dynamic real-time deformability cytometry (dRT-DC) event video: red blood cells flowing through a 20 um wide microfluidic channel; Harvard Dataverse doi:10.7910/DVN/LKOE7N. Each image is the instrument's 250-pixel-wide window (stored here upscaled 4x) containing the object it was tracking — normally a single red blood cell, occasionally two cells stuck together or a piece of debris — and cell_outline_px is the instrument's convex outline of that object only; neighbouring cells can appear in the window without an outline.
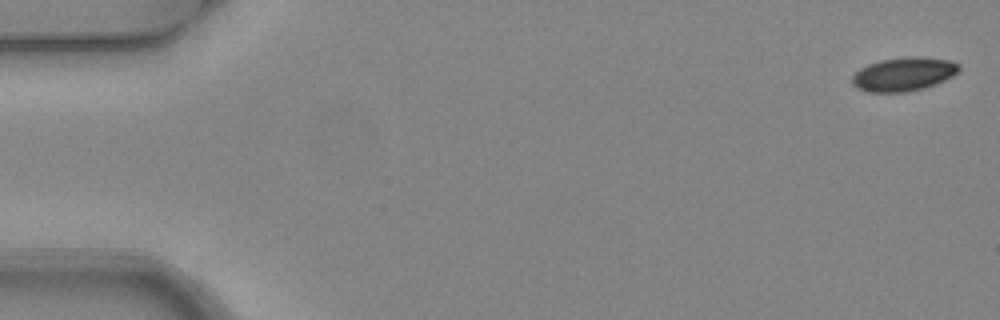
{"species": "common noctule bat (a hibernating species)", "species_latin": "Nyctalus noctula", "temperature_condition": "warm", "stored_images_in_passage": 4, "camera_frame_rate_fps": 3000, "um_per_image_px": 0.085, "animal": {"sex": "female", "body_mass_g": 24.6, "forearm_length_mm": 56.2}, "frame": {"image": 1, "passage_image": 1, "time_ms": 0.0, "image_size_px": [1000, 320], "cell_outline_px": [[960, 72], [936, 84], [924, 88], [904, 92], [868, 92], [856, 88], [852, 84], [852, 76], [860, 68], [868, 64], [880, 60], [912, 56], [924, 56], [948, 60], [960, 64]], "centroid_in_image_um": [76.82, 6.3], "position_along_channel_um": 8.2, "area_um2": 21.15}}
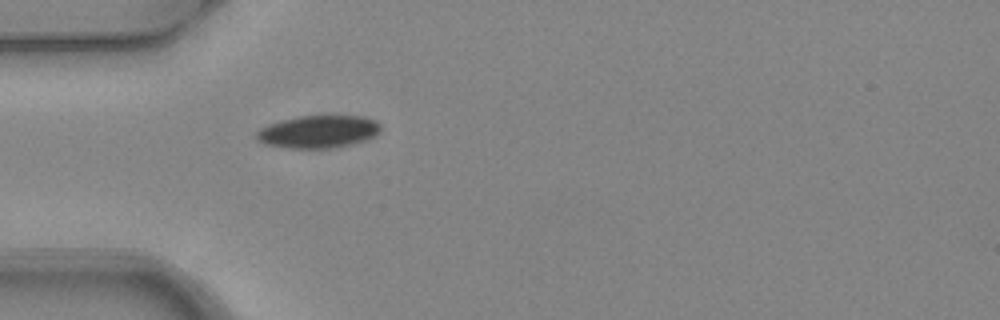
{"frame": {"image": 2, "passage_image": 4, "time_ms": 1.0, "image_size_px": [1000, 320], "cell_outline_px": [[380, 132], [364, 140], [332, 148], [288, 148], [264, 144], [256, 140], [256, 132], [260, 128], [268, 124], [280, 120], [300, 116], [360, 116], [376, 120], [380, 124]], "centroid_in_image_um": [27.0, 11.19], "position_along_channel_um": 58.0, "area_um2": 23.47}}